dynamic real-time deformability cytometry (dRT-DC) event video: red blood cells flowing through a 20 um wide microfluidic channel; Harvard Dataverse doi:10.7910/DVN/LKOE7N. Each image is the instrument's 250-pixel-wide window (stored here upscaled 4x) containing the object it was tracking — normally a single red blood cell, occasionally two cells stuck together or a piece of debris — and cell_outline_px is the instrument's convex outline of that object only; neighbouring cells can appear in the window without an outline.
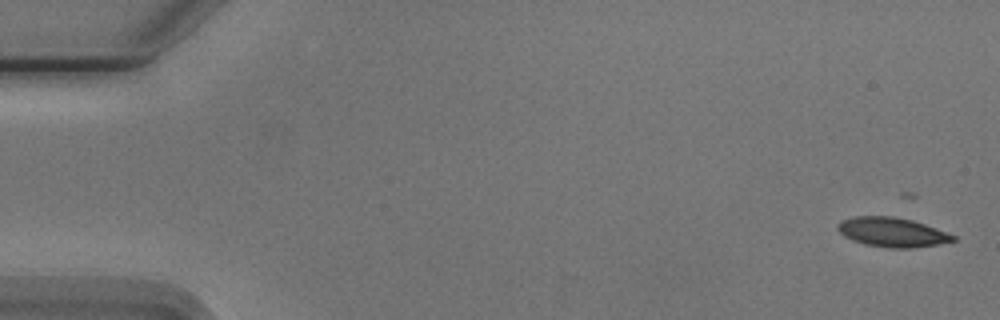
{"species": "Egyptian fruit bat (a non-hibernating species)", "species_latin": "Rousettus aegyptiacus", "temperature_condition": "cold", "stored_images_in_passage": 4, "camera_frame_rate_fps": 3000, "um_per_image_px": 0.085, "animal": {"sex": "male"}, "frame": {"image": 1, "passage_image": 1, "time_ms": 0.0, "image_size_px": [1000, 320], "cell_outline_px": [[956, 240], [940, 244], [912, 248], [888, 248], [864, 244], [852, 240], [844, 236], [836, 228], [836, 224], [840, 220], [856, 216], [892, 216], [912, 220], [936, 228], [956, 236]], "centroid_in_image_um": [75.81, 19.74], "position_along_channel_um": 9.2, "area_um2": 19.88}}